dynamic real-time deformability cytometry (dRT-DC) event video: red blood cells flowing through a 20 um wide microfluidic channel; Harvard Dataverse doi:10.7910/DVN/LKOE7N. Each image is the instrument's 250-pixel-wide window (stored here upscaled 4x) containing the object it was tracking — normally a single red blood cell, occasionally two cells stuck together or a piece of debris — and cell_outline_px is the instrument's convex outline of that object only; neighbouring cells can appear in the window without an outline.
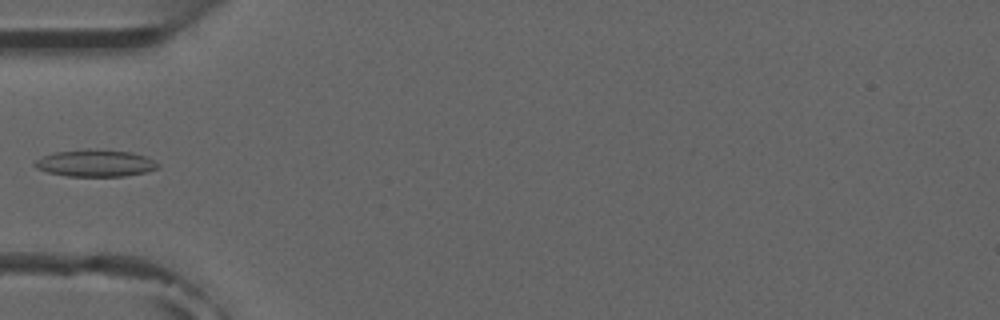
{"species": "common noctule bat (a hibernating species)", "species_latin": "Nyctalus noctula", "temperature_condition": "room temperature", "stored_images_in_passage": 5, "camera_frame_rate_fps": 3000, "um_per_image_px": 0.085, "animal": {"sex": "male", "forearm_length_mm": 52.5}, "frame": {"image": 1, "passage_image": 5, "time_ms": 4.667, "image_size_px": [1000, 320], "cell_outline_px": [[160, 164], [156, 168], [144, 172], [124, 176], [68, 176], [48, 172], [36, 168], [32, 164], [36, 160], [44, 156], [56, 152], [88, 148], [132, 152], [144, 156]], "centroid_in_image_um": [8.07, 13.86], "position_along_channel_um": 76.9, "area_um2": 19.19}}